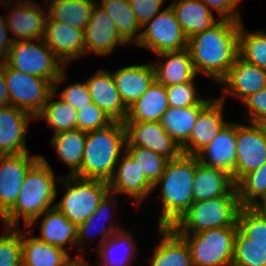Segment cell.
<instances>
[{"mask_svg":"<svg viewBox=\"0 0 266 266\" xmlns=\"http://www.w3.org/2000/svg\"><path fill=\"white\" fill-rule=\"evenodd\" d=\"M113 197H115V194L109 192L104 197V199L99 203L95 212L86 221L78 224V234H77L76 244H77L79 249L77 248V251H78L77 255H85L83 250L86 248L85 247V245H86L85 240L86 239L88 240V238H89V240L91 242H94V241L96 242V239L94 238V234L92 233L93 229L96 228L95 231L99 233V234H95V235L102 236L100 238V241L98 244L99 246L106 239L111 237L116 231L123 229V228H120L121 226H119L118 224L117 225L114 224L113 221H115V220L111 219L116 213L114 211H113V213L109 212V211L117 208V206H116L117 200H115L116 198H113ZM100 222H102V223L105 222L107 224L103 223L101 225ZM99 226H101V227L99 228ZM96 232H94V233H96ZM91 234H93V236Z\"/></svg>","mask_w":266,"mask_h":266,"instance_id":"24","label":"cell"},{"mask_svg":"<svg viewBox=\"0 0 266 266\" xmlns=\"http://www.w3.org/2000/svg\"><path fill=\"white\" fill-rule=\"evenodd\" d=\"M237 160L231 175L236 184L244 175L266 163V128L264 124L236 123Z\"/></svg>","mask_w":266,"mask_h":266,"instance_id":"11","label":"cell"},{"mask_svg":"<svg viewBox=\"0 0 266 266\" xmlns=\"http://www.w3.org/2000/svg\"><path fill=\"white\" fill-rule=\"evenodd\" d=\"M85 55L109 56L117 46L127 47L118 33L114 21L96 3L87 27L83 31Z\"/></svg>","mask_w":266,"mask_h":266,"instance_id":"15","label":"cell"},{"mask_svg":"<svg viewBox=\"0 0 266 266\" xmlns=\"http://www.w3.org/2000/svg\"><path fill=\"white\" fill-rule=\"evenodd\" d=\"M169 5L187 38L211 28L220 19L216 20L213 10L200 0H173Z\"/></svg>","mask_w":266,"mask_h":266,"instance_id":"30","label":"cell"},{"mask_svg":"<svg viewBox=\"0 0 266 266\" xmlns=\"http://www.w3.org/2000/svg\"><path fill=\"white\" fill-rule=\"evenodd\" d=\"M133 235L132 230L120 229L106 239L96 250L101 259L99 266H132L138 251Z\"/></svg>","mask_w":266,"mask_h":266,"instance_id":"33","label":"cell"},{"mask_svg":"<svg viewBox=\"0 0 266 266\" xmlns=\"http://www.w3.org/2000/svg\"><path fill=\"white\" fill-rule=\"evenodd\" d=\"M13 1H14L15 3H14ZM23 1H24V0H0V5L3 6L2 8L7 9L6 6H11L13 3H14V5H15V4L21 3V2H23ZM1 3H2L3 5H2Z\"/></svg>","mask_w":266,"mask_h":266,"instance_id":"54","label":"cell"},{"mask_svg":"<svg viewBox=\"0 0 266 266\" xmlns=\"http://www.w3.org/2000/svg\"><path fill=\"white\" fill-rule=\"evenodd\" d=\"M239 57L266 69V31H248L242 20L239 28Z\"/></svg>","mask_w":266,"mask_h":266,"instance_id":"38","label":"cell"},{"mask_svg":"<svg viewBox=\"0 0 266 266\" xmlns=\"http://www.w3.org/2000/svg\"><path fill=\"white\" fill-rule=\"evenodd\" d=\"M48 17L74 28L84 29L91 18L97 0H44Z\"/></svg>","mask_w":266,"mask_h":266,"instance_id":"34","label":"cell"},{"mask_svg":"<svg viewBox=\"0 0 266 266\" xmlns=\"http://www.w3.org/2000/svg\"><path fill=\"white\" fill-rule=\"evenodd\" d=\"M86 132L79 129L62 131L52 136L51 147H54L59 159L69 168L66 175L75 176L81 169L85 149Z\"/></svg>","mask_w":266,"mask_h":266,"instance_id":"36","label":"cell"},{"mask_svg":"<svg viewBox=\"0 0 266 266\" xmlns=\"http://www.w3.org/2000/svg\"><path fill=\"white\" fill-rule=\"evenodd\" d=\"M125 145L126 131L121 121H113L104 128L86 132L81 169L75 176L108 182L125 152Z\"/></svg>","mask_w":266,"mask_h":266,"instance_id":"4","label":"cell"},{"mask_svg":"<svg viewBox=\"0 0 266 266\" xmlns=\"http://www.w3.org/2000/svg\"><path fill=\"white\" fill-rule=\"evenodd\" d=\"M10 105V97L4 77V61L0 60V106Z\"/></svg>","mask_w":266,"mask_h":266,"instance_id":"51","label":"cell"},{"mask_svg":"<svg viewBox=\"0 0 266 266\" xmlns=\"http://www.w3.org/2000/svg\"><path fill=\"white\" fill-rule=\"evenodd\" d=\"M8 32L6 19L0 15V60L8 54L13 44V38L8 36Z\"/></svg>","mask_w":266,"mask_h":266,"instance_id":"50","label":"cell"},{"mask_svg":"<svg viewBox=\"0 0 266 266\" xmlns=\"http://www.w3.org/2000/svg\"><path fill=\"white\" fill-rule=\"evenodd\" d=\"M60 183L57 188L65 187V192L60 201L55 202V207L77 224L86 221L110 192L108 182L102 180L62 175Z\"/></svg>","mask_w":266,"mask_h":266,"instance_id":"6","label":"cell"},{"mask_svg":"<svg viewBox=\"0 0 266 266\" xmlns=\"http://www.w3.org/2000/svg\"><path fill=\"white\" fill-rule=\"evenodd\" d=\"M41 217L42 220H40L39 225L40 236H36L39 240L44 241L46 244L60 247L66 252L69 251V248L76 249L77 223L69 221L62 212L53 207L34 220L27 229L32 228Z\"/></svg>","mask_w":266,"mask_h":266,"instance_id":"23","label":"cell"},{"mask_svg":"<svg viewBox=\"0 0 266 266\" xmlns=\"http://www.w3.org/2000/svg\"><path fill=\"white\" fill-rule=\"evenodd\" d=\"M33 230L29 228L20 231L22 266H61L71 257L64 249L46 244L36 236L32 237Z\"/></svg>","mask_w":266,"mask_h":266,"instance_id":"29","label":"cell"},{"mask_svg":"<svg viewBox=\"0 0 266 266\" xmlns=\"http://www.w3.org/2000/svg\"><path fill=\"white\" fill-rule=\"evenodd\" d=\"M125 151L138 164L146 179L152 185L159 180L169 161L162 155L143 147L125 146Z\"/></svg>","mask_w":266,"mask_h":266,"instance_id":"41","label":"cell"},{"mask_svg":"<svg viewBox=\"0 0 266 266\" xmlns=\"http://www.w3.org/2000/svg\"><path fill=\"white\" fill-rule=\"evenodd\" d=\"M2 60L10 68L44 78L52 84L67 70L42 39L13 41L11 49Z\"/></svg>","mask_w":266,"mask_h":266,"instance_id":"7","label":"cell"},{"mask_svg":"<svg viewBox=\"0 0 266 266\" xmlns=\"http://www.w3.org/2000/svg\"><path fill=\"white\" fill-rule=\"evenodd\" d=\"M224 195H238L232 176L224 170L206 166L198 159L193 178L194 202Z\"/></svg>","mask_w":266,"mask_h":266,"instance_id":"27","label":"cell"},{"mask_svg":"<svg viewBox=\"0 0 266 266\" xmlns=\"http://www.w3.org/2000/svg\"><path fill=\"white\" fill-rule=\"evenodd\" d=\"M4 77L10 105L25 110L34 117L41 112L53 92V84L49 80L10 68L5 62Z\"/></svg>","mask_w":266,"mask_h":266,"instance_id":"9","label":"cell"},{"mask_svg":"<svg viewBox=\"0 0 266 266\" xmlns=\"http://www.w3.org/2000/svg\"><path fill=\"white\" fill-rule=\"evenodd\" d=\"M166 0H129L130 6L141 26L162 11Z\"/></svg>","mask_w":266,"mask_h":266,"instance_id":"48","label":"cell"},{"mask_svg":"<svg viewBox=\"0 0 266 266\" xmlns=\"http://www.w3.org/2000/svg\"><path fill=\"white\" fill-rule=\"evenodd\" d=\"M226 103L214 98L198 115L189 140L181 147V152L197 156L229 122L224 119Z\"/></svg>","mask_w":266,"mask_h":266,"instance_id":"20","label":"cell"},{"mask_svg":"<svg viewBox=\"0 0 266 266\" xmlns=\"http://www.w3.org/2000/svg\"><path fill=\"white\" fill-rule=\"evenodd\" d=\"M211 96L200 104L175 108L169 106L161 118V125L181 148L190 137L199 113L213 100Z\"/></svg>","mask_w":266,"mask_h":266,"instance_id":"32","label":"cell"},{"mask_svg":"<svg viewBox=\"0 0 266 266\" xmlns=\"http://www.w3.org/2000/svg\"><path fill=\"white\" fill-rule=\"evenodd\" d=\"M1 224L0 234V266H22V242L20 231Z\"/></svg>","mask_w":266,"mask_h":266,"instance_id":"43","label":"cell"},{"mask_svg":"<svg viewBox=\"0 0 266 266\" xmlns=\"http://www.w3.org/2000/svg\"><path fill=\"white\" fill-rule=\"evenodd\" d=\"M97 4L114 21L121 38L130 46L138 44L142 26L130 6L129 0H101Z\"/></svg>","mask_w":266,"mask_h":266,"instance_id":"35","label":"cell"},{"mask_svg":"<svg viewBox=\"0 0 266 266\" xmlns=\"http://www.w3.org/2000/svg\"><path fill=\"white\" fill-rule=\"evenodd\" d=\"M113 120L95 103H90L77 110V129L90 132L111 124Z\"/></svg>","mask_w":266,"mask_h":266,"instance_id":"46","label":"cell"},{"mask_svg":"<svg viewBox=\"0 0 266 266\" xmlns=\"http://www.w3.org/2000/svg\"><path fill=\"white\" fill-rule=\"evenodd\" d=\"M211 10L218 13L220 19L242 21L239 4L241 0H200Z\"/></svg>","mask_w":266,"mask_h":266,"instance_id":"49","label":"cell"},{"mask_svg":"<svg viewBox=\"0 0 266 266\" xmlns=\"http://www.w3.org/2000/svg\"><path fill=\"white\" fill-rule=\"evenodd\" d=\"M112 76L122 102L129 108L155 81V70L150 61V64L121 67L112 72Z\"/></svg>","mask_w":266,"mask_h":266,"instance_id":"25","label":"cell"},{"mask_svg":"<svg viewBox=\"0 0 266 266\" xmlns=\"http://www.w3.org/2000/svg\"><path fill=\"white\" fill-rule=\"evenodd\" d=\"M218 85L224 89V94L218 97L221 101L226 102L227 95H231L242 103L251 94L266 87V69L250 64L238 56Z\"/></svg>","mask_w":266,"mask_h":266,"instance_id":"16","label":"cell"},{"mask_svg":"<svg viewBox=\"0 0 266 266\" xmlns=\"http://www.w3.org/2000/svg\"><path fill=\"white\" fill-rule=\"evenodd\" d=\"M161 241L149 257L150 266H193L186 241L171 227L157 228Z\"/></svg>","mask_w":266,"mask_h":266,"instance_id":"28","label":"cell"},{"mask_svg":"<svg viewBox=\"0 0 266 266\" xmlns=\"http://www.w3.org/2000/svg\"><path fill=\"white\" fill-rule=\"evenodd\" d=\"M92 102L102 109L113 121L127 118L128 108L122 102L115 85L112 73L105 69H98L85 79Z\"/></svg>","mask_w":266,"mask_h":266,"instance_id":"21","label":"cell"},{"mask_svg":"<svg viewBox=\"0 0 266 266\" xmlns=\"http://www.w3.org/2000/svg\"><path fill=\"white\" fill-rule=\"evenodd\" d=\"M53 91L35 120H43L52 129L53 135L62 131L77 129V110L61 98L55 100Z\"/></svg>","mask_w":266,"mask_h":266,"instance_id":"37","label":"cell"},{"mask_svg":"<svg viewBox=\"0 0 266 266\" xmlns=\"http://www.w3.org/2000/svg\"><path fill=\"white\" fill-rule=\"evenodd\" d=\"M0 155V218L15 204L29 168L42 155Z\"/></svg>","mask_w":266,"mask_h":266,"instance_id":"13","label":"cell"},{"mask_svg":"<svg viewBox=\"0 0 266 266\" xmlns=\"http://www.w3.org/2000/svg\"><path fill=\"white\" fill-rule=\"evenodd\" d=\"M66 76L67 73H65L64 70L53 83V91L56 94L58 93L56 96L69 103L76 110L82 109L84 106L92 103V98L85 81H78L74 84L68 85L60 93L58 92V88L60 89L59 84L63 81L66 82Z\"/></svg>","mask_w":266,"mask_h":266,"instance_id":"44","label":"cell"},{"mask_svg":"<svg viewBox=\"0 0 266 266\" xmlns=\"http://www.w3.org/2000/svg\"><path fill=\"white\" fill-rule=\"evenodd\" d=\"M35 117L12 105L0 106V155H18L27 149V132Z\"/></svg>","mask_w":266,"mask_h":266,"instance_id":"17","label":"cell"},{"mask_svg":"<svg viewBox=\"0 0 266 266\" xmlns=\"http://www.w3.org/2000/svg\"><path fill=\"white\" fill-rule=\"evenodd\" d=\"M236 189L241 207H252L266 192V163L244 175Z\"/></svg>","mask_w":266,"mask_h":266,"instance_id":"39","label":"cell"},{"mask_svg":"<svg viewBox=\"0 0 266 266\" xmlns=\"http://www.w3.org/2000/svg\"><path fill=\"white\" fill-rule=\"evenodd\" d=\"M198 157L181 153L167 162L164 172L153 185V191L161 187L162 210L158 228L172 227L193 204V178Z\"/></svg>","mask_w":266,"mask_h":266,"instance_id":"3","label":"cell"},{"mask_svg":"<svg viewBox=\"0 0 266 266\" xmlns=\"http://www.w3.org/2000/svg\"><path fill=\"white\" fill-rule=\"evenodd\" d=\"M126 145L147 148L168 160L182 152L178 144L162 127L161 122L124 121Z\"/></svg>","mask_w":266,"mask_h":266,"instance_id":"12","label":"cell"},{"mask_svg":"<svg viewBox=\"0 0 266 266\" xmlns=\"http://www.w3.org/2000/svg\"><path fill=\"white\" fill-rule=\"evenodd\" d=\"M187 41L173 9L168 5L142 26L140 41L136 46L156 55L186 49Z\"/></svg>","mask_w":266,"mask_h":266,"instance_id":"10","label":"cell"},{"mask_svg":"<svg viewBox=\"0 0 266 266\" xmlns=\"http://www.w3.org/2000/svg\"><path fill=\"white\" fill-rule=\"evenodd\" d=\"M194 81L195 79L183 84L167 86L169 106L183 108L200 104L205 98L198 94Z\"/></svg>","mask_w":266,"mask_h":266,"instance_id":"45","label":"cell"},{"mask_svg":"<svg viewBox=\"0 0 266 266\" xmlns=\"http://www.w3.org/2000/svg\"><path fill=\"white\" fill-rule=\"evenodd\" d=\"M42 40L65 67L70 62L86 56L83 30L59 21H53L49 17L46 20Z\"/></svg>","mask_w":266,"mask_h":266,"instance_id":"18","label":"cell"},{"mask_svg":"<svg viewBox=\"0 0 266 266\" xmlns=\"http://www.w3.org/2000/svg\"><path fill=\"white\" fill-rule=\"evenodd\" d=\"M242 104L247 111L245 122L257 124L266 123V87L259 92L251 94Z\"/></svg>","mask_w":266,"mask_h":266,"instance_id":"47","label":"cell"},{"mask_svg":"<svg viewBox=\"0 0 266 266\" xmlns=\"http://www.w3.org/2000/svg\"><path fill=\"white\" fill-rule=\"evenodd\" d=\"M111 193L126 194L128 199H133L139 208L142 201L148 200V196L153 194V185L146 179L138 164L125 151L118 160L114 174L108 181Z\"/></svg>","mask_w":266,"mask_h":266,"instance_id":"14","label":"cell"},{"mask_svg":"<svg viewBox=\"0 0 266 266\" xmlns=\"http://www.w3.org/2000/svg\"><path fill=\"white\" fill-rule=\"evenodd\" d=\"M197 157L202 164L232 175L237 160L236 122H228Z\"/></svg>","mask_w":266,"mask_h":266,"instance_id":"22","label":"cell"},{"mask_svg":"<svg viewBox=\"0 0 266 266\" xmlns=\"http://www.w3.org/2000/svg\"><path fill=\"white\" fill-rule=\"evenodd\" d=\"M232 266H266V247L252 242L239 228L234 240Z\"/></svg>","mask_w":266,"mask_h":266,"instance_id":"40","label":"cell"},{"mask_svg":"<svg viewBox=\"0 0 266 266\" xmlns=\"http://www.w3.org/2000/svg\"><path fill=\"white\" fill-rule=\"evenodd\" d=\"M61 266H91L84 255H76L75 257H70L65 263Z\"/></svg>","mask_w":266,"mask_h":266,"instance_id":"52","label":"cell"},{"mask_svg":"<svg viewBox=\"0 0 266 266\" xmlns=\"http://www.w3.org/2000/svg\"><path fill=\"white\" fill-rule=\"evenodd\" d=\"M40 4L33 0H24L15 4V7L14 4L7 6V10L11 9L5 19L9 32L16 37L13 41L43 38L48 12Z\"/></svg>","mask_w":266,"mask_h":266,"instance_id":"19","label":"cell"},{"mask_svg":"<svg viewBox=\"0 0 266 266\" xmlns=\"http://www.w3.org/2000/svg\"><path fill=\"white\" fill-rule=\"evenodd\" d=\"M238 226L178 234L188 244L193 266H232Z\"/></svg>","mask_w":266,"mask_h":266,"instance_id":"8","label":"cell"},{"mask_svg":"<svg viewBox=\"0 0 266 266\" xmlns=\"http://www.w3.org/2000/svg\"><path fill=\"white\" fill-rule=\"evenodd\" d=\"M237 225L252 242L266 247V214L258 213L252 207H241Z\"/></svg>","mask_w":266,"mask_h":266,"instance_id":"42","label":"cell"},{"mask_svg":"<svg viewBox=\"0 0 266 266\" xmlns=\"http://www.w3.org/2000/svg\"><path fill=\"white\" fill-rule=\"evenodd\" d=\"M252 208L258 213L266 214V192L259 198Z\"/></svg>","mask_w":266,"mask_h":266,"instance_id":"53","label":"cell"},{"mask_svg":"<svg viewBox=\"0 0 266 266\" xmlns=\"http://www.w3.org/2000/svg\"><path fill=\"white\" fill-rule=\"evenodd\" d=\"M240 208L238 195L195 201L171 228L177 234H192L209 229L238 226Z\"/></svg>","mask_w":266,"mask_h":266,"instance_id":"5","label":"cell"},{"mask_svg":"<svg viewBox=\"0 0 266 266\" xmlns=\"http://www.w3.org/2000/svg\"><path fill=\"white\" fill-rule=\"evenodd\" d=\"M241 21L219 19L211 28L199 32L187 41L194 69L218 83L228 74L239 56Z\"/></svg>","mask_w":266,"mask_h":266,"instance_id":"1","label":"cell"},{"mask_svg":"<svg viewBox=\"0 0 266 266\" xmlns=\"http://www.w3.org/2000/svg\"><path fill=\"white\" fill-rule=\"evenodd\" d=\"M159 59L165 62L152 61L155 70V80L164 86L183 84L193 81L198 76L188 49L180 51H168L156 54Z\"/></svg>","mask_w":266,"mask_h":266,"instance_id":"26","label":"cell"},{"mask_svg":"<svg viewBox=\"0 0 266 266\" xmlns=\"http://www.w3.org/2000/svg\"><path fill=\"white\" fill-rule=\"evenodd\" d=\"M169 108L166 86L156 80L129 108L124 121L160 122Z\"/></svg>","mask_w":266,"mask_h":266,"instance_id":"31","label":"cell"},{"mask_svg":"<svg viewBox=\"0 0 266 266\" xmlns=\"http://www.w3.org/2000/svg\"><path fill=\"white\" fill-rule=\"evenodd\" d=\"M47 159L41 156L28 170L15 204L0 218L7 227L20 228L23 218L25 229L46 210L55 207L58 195L57 182ZM21 217V218H20Z\"/></svg>","mask_w":266,"mask_h":266,"instance_id":"2","label":"cell"}]
</instances>
